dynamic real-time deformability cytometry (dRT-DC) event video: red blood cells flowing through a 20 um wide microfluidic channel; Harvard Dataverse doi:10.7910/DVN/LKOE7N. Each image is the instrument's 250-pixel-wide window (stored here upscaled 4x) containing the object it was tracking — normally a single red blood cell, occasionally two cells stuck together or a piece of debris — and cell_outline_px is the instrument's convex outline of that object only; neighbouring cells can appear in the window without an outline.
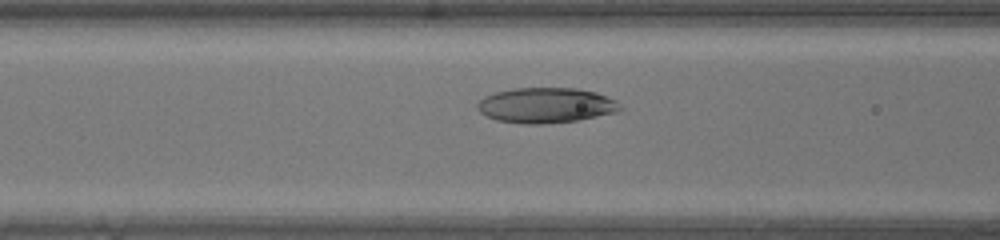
{"species": "human", "species_latin": "Homo sapiens", "temperature_condition": "warm", "stored_images_in_passage": 43, "camera_frame_rate_fps": 3000, "um_per_image_px": 0.085, "donor": {"sex": "male"}, "frame": {"image": 1, "passage_image": 14, "time_ms": 4.333, "image_size_px": [1000, 240], "cell_outline_px": [[624, 108], [616, 112], [576, 120], [544, 124], [524, 124], [496, 120], [480, 112], [476, 108], [476, 104], [484, 96], [496, 92], [512, 88], [576, 88], [596, 92], [616, 100]], "centroid_in_image_um": [46.39, 8.94], "position_along_channel_um": 120.2, "area_um2": 29.36}}
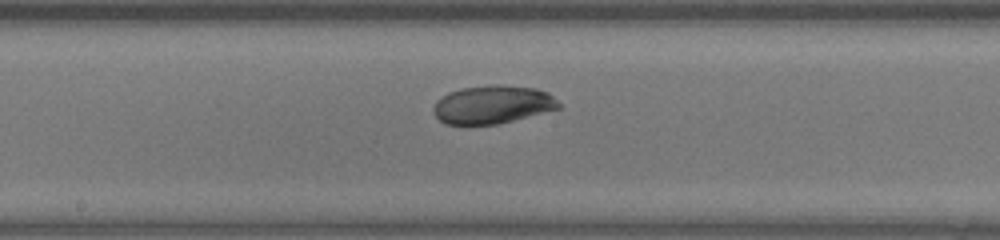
{"frame": {"image": 2, "passage_image": 20, "time_ms": 6.333, "image_size_px": [1000, 240], "cell_outline_px": [[560, 108], [496, 124], [468, 128], [444, 124], [432, 112], [432, 108], [436, 100], [440, 96], [448, 92], [460, 88], [536, 88], [548, 92], [560, 104]], "centroid_in_image_um": [41.74, 8.98], "position_along_channel_um": 206.5, "area_um2": 27.51}}
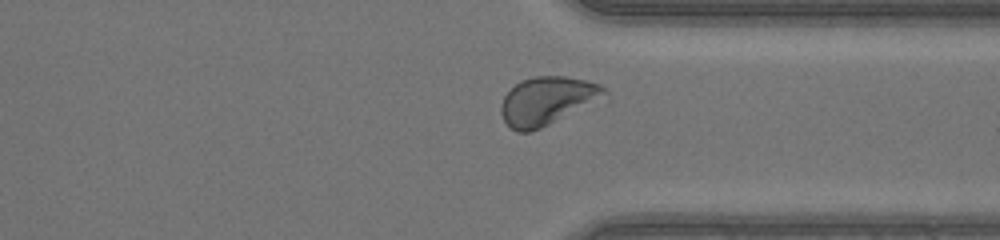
{"frame": {"image": 3, "passage_image": 31, "time_ms": 10.0, "image_size_px": [1000, 240], "cell_outline_px": [[608, 104], [540, 128], [528, 132], [516, 132], [504, 120], [500, 112], [500, 104], [504, 96], [520, 80], [536, 76], [564, 76], [584, 80], [600, 84], [608, 92]], "centroid_in_image_um": [46.71, 8.6], "position_along_channel_um": 364.7, "area_um2": 30.69}}